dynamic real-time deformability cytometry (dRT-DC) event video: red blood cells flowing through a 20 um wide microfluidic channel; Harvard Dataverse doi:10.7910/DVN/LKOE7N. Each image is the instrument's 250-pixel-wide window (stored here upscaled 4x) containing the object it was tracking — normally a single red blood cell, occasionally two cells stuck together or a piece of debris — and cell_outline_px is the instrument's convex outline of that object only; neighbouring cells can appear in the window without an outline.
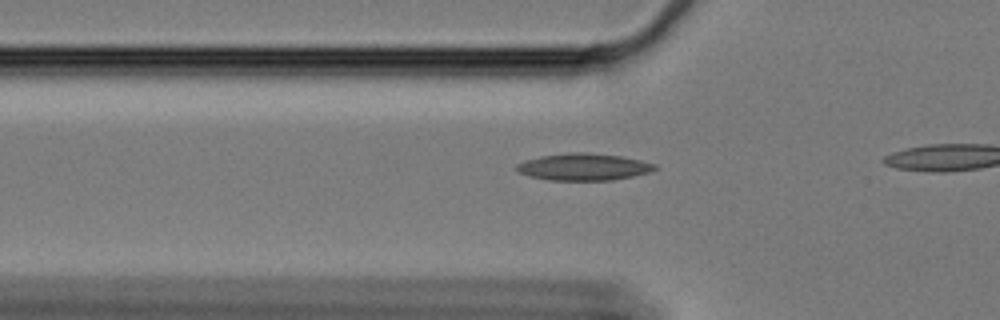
{"species": "Egyptian fruit bat (a non-hibernating species)", "species_latin": "Rousettus aegyptiacus", "temperature_condition": "cold", "stored_images_in_passage": 13, "camera_frame_rate_fps": 3000, "um_per_image_px": 0.085, "animal": {"sex": "female"}, "frame": {"image": 1, "passage_image": 10, "time_ms": 3.0, "image_size_px": [1000, 320], "cell_outline_px": [[660, 168], [648, 172], [632, 176], [612, 180], [552, 180], [532, 176], [520, 172], [516, 168], [516, 164], [524, 160], [540, 156], [568, 152], [588, 152], [620, 156], [640, 160], [656, 164]], "centroid_in_image_um": [49.63, 14.17], "position_along_channel_um": 76.2, "area_um2": 21.62}}